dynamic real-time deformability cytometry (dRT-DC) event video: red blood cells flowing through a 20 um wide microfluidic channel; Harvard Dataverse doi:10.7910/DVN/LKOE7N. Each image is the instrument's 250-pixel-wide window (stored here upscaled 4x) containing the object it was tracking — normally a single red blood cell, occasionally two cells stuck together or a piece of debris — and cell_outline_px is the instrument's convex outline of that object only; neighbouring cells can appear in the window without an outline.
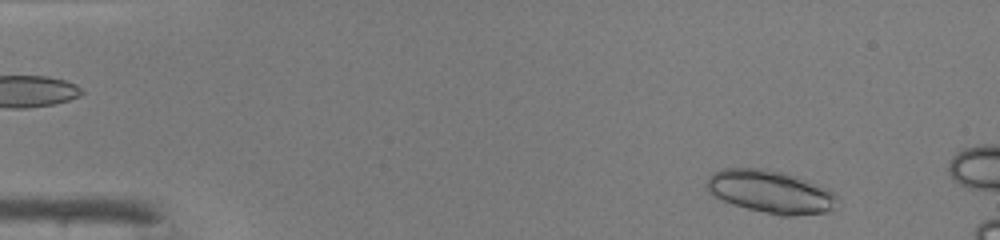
{"species": "common noctule bat (a hibernating species)", "species_latin": "Nyctalus noctula", "temperature_condition": "warm", "stored_images_in_passage": 10, "camera_frame_rate_fps": 3000, "um_per_image_px": 0.085, "animal": {"sex": "male", "body_mass_g": 19.0, "forearm_length_mm": 50.8}, "frame": {"image": 1, "passage_image": 2, "time_ms": 0.333, "image_size_px": [1000, 240], "cell_outline_px": [[836, 196], [832, 208], [828, 212], [792, 216], [780, 216], [732, 204], [712, 196], [708, 192], [708, 176], [712, 172], [724, 168], [760, 168], [784, 172], [796, 176], [828, 188], [836, 192]], "centroid_in_image_um": [65.48, 16.29], "position_along_channel_um": 19.5, "area_um2": 32.54}}